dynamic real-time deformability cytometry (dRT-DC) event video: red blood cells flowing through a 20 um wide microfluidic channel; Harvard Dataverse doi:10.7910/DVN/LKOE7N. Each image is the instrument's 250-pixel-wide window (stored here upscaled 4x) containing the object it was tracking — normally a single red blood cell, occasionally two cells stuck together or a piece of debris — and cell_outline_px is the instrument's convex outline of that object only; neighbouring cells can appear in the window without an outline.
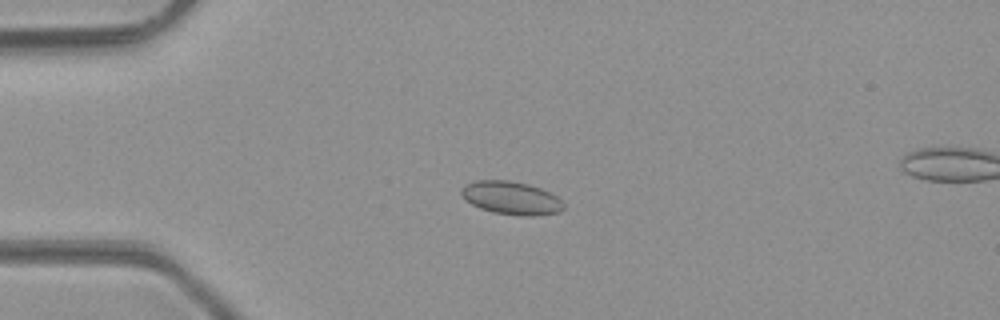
{"species": "common noctule bat (a hibernating species)", "species_latin": "Nyctalus noctula", "temperature_condition": "room temperature", "stored_images_in_passage": 41, "camera_frame_rate_fps": 3000, "um_per_image_px": 0.085, "animal": {"sex": "male", "body_mass_g": 23.1, "forearm_length_mm": 52.7}, "frame": {"image": 1, "passage_image": 4, "time_ms": 1.0, "image_size_px": [1000, 320], "cell_outline_px": [[564, 208], [560, 212], [536, 216], [520, 216], [492, 212], [480, 208], [472, 204], [460, 192], [468, 184], [476, 180], [508, 180], [528, 184], [540, 188], [556, 196], [564, 204]], "centroid_in_image_um": [43.5, 16.84], "position_along_channel_um": 41.5, "area_um2": 19.54}}
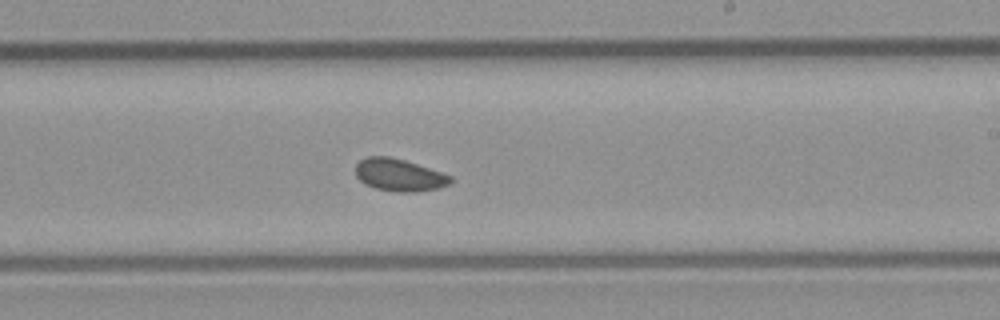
{"frame": {"image": 2, "passage_image": 21, "time_ms": 6.667, "image_size_px": [1000, 320], "cell_outline_px": [[452, 180], [448, 184], [436, 188], [416, 192], [396, 192], [376, 188], [364, 184], [356, 176], [356, 164], [360, 160], [368, 156], [388, 156], [404, 160], [452, 176]], "centroid_in_image_um": [33.89, 14.87], "position_along_channel_um": 255.1, "area_um2": 17.69}}
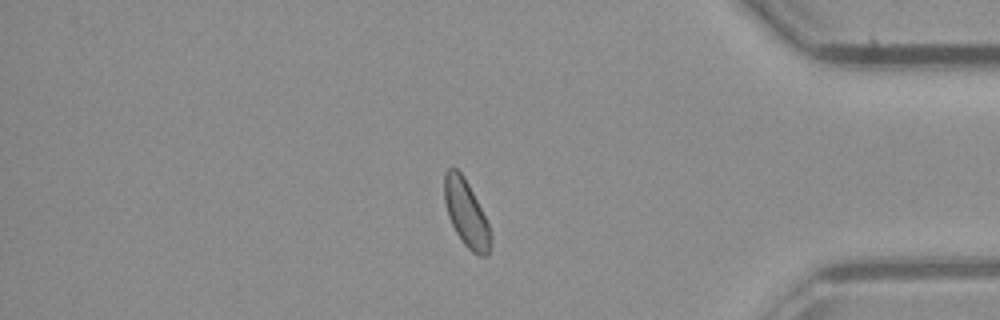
{"frame": {"image": 3, "passage_image": 33, "time_ms": 10.667, "image_size_px": [1000, 320], "cell_outline_px": [[492, 240], [488, 256], [480, 256], [472, 252], [464, 244], [456, 232], [448, 216], [444, 200], [444, 172], [448, 168], [456, 168], [464, 176], [488, 224], [492, 236]], "centroid_in_image_um": [39.62, 18.15], "position_along_channel_um": 395.6, "area_um2": 17.8}}